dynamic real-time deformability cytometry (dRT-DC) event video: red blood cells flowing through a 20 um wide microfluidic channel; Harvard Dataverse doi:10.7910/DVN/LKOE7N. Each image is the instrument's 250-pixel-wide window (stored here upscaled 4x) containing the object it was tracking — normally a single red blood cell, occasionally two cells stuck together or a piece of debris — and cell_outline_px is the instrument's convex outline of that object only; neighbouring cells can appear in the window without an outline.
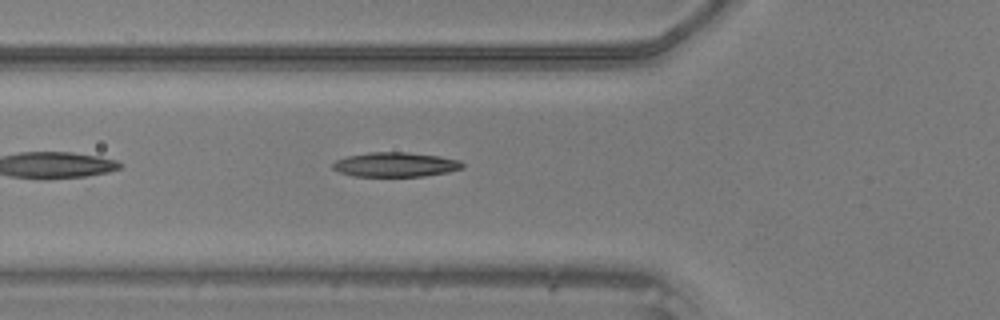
{"species": "common noctule bat (a hibernating species)", "species_latin": "Nyctalus noctula", "temperature_condition": "warm", "stored_images_in_passage": 13, "camera_frame_rate_fps": 3000, "um_per_image_px": 0.085, "animal": {"sex": "male", "body_mass_g": 20.5, "forearm_length_mm": 52.5}, "frame": {"image": 1, "passage_image": 5, "time_ms": 1.333, "image_size_px": [1000, 320], "cell_outline_px": [[464, 168], [448, 172], [424, 176], [352, 176], [340, 172], [332, 168], [332, 164], [336, 160], [348, 156], [368, 152], [408, 152], [440, 156], [460, 160], [464, 164]], "centroid_in_image_um": [33.63, 13.98], "position_along_channel_um": 92.2, "area_um2": 18.61}}
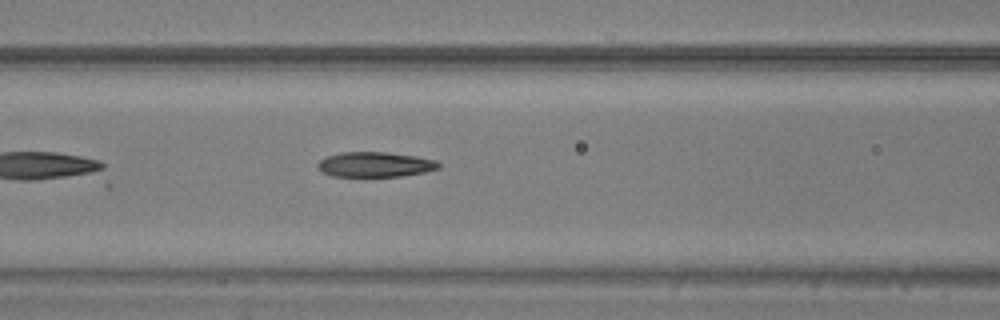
{"frame": {"image": 2, "passage_image": 8, "time_ms": 2.333, "image_size_px": [1000, 320], "cell_outline_px": [[440, 168], [424, 172], [400, 176], [364, 180], [332, 176], [320, 172], [316, 168], [316, 164], [324, 156], [340, 152], [388, 152], [416, 156], [436, 160], [440, 164]], "centroid_in_image_um": [31.78, 14.03], "position_along_channel_um": 134.8, "area_um2": 18.84}}